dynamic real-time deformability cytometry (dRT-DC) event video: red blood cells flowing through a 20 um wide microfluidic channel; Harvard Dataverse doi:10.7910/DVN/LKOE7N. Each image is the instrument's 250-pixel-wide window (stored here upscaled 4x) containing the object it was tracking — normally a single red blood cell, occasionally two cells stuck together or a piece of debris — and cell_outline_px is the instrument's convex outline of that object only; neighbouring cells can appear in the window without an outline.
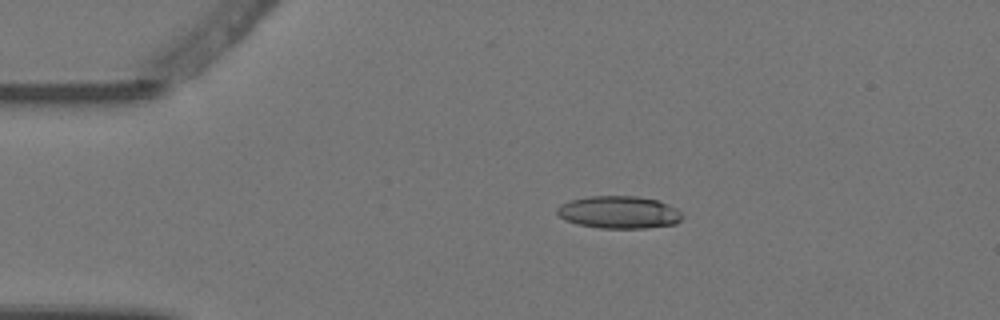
{"species": "Egyptian fruit bat (a non-hibernating species)", "species_latin": "Rousettus aegyptiacus", "temperature_condition": "warm", "stored_images_in_passage": 4, "camera_frame_rate_fps": 3000, "um_per_image_px": 0.085, "animal": {"sex": "female"}, "frame": {"image": 1, "passage_image": 3, "time_ms": 0.667, "image_size_px": [1000, 320], "cell_outline_px": [[684, 216], [676, 224], [644, 228], [600, 228], [576, 224], [564, 220], [556, 212], [556, 208], [560, 204], [572, 200], [588, 196], [636, 196], [656, 200], [668, 204], [676, 208]], "centroid_in_image_um": [52.6, 18.05], "position_along_channel_um": 32.4, "area_um2": 23.76}}